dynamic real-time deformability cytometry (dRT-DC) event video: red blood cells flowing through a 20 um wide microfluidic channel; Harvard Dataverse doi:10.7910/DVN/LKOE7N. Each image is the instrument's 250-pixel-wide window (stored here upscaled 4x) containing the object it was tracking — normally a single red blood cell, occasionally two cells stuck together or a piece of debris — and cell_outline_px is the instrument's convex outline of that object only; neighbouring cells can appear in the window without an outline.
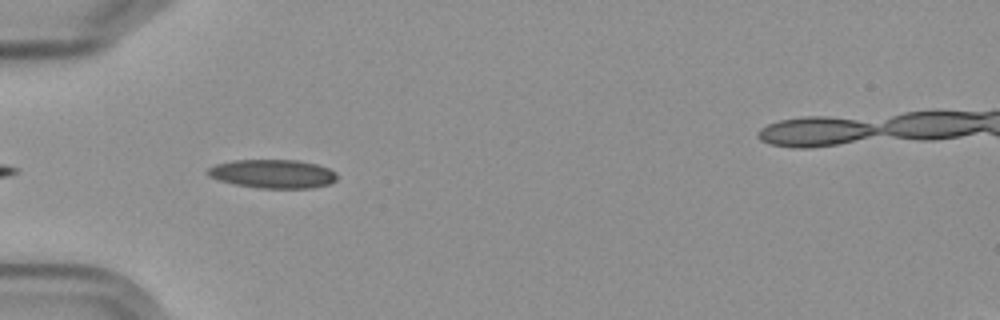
{"species": "Egyptian fruit bat (a non-hibernating species)", "species_latin": "Rousettus aegyptiacus", "temperature_condition": "cold", "stored_images_in_passage": 2, "camera_frame_rate_fps": 3000, "um_per_image_px": 0.085, "frame": {"image": 1, "passage_image": 2, "time_ms": 1.333, "image_size_px": [1000, 320], "cell_outline_px": [[336, 180], [332, 184], [312, 188], [260, 188], [236, 184], [220, 180], [208, 176], [208, 168], [216, 164], [232, 160], [296, 160], [316, 164], [328, 168], [336, 172]], "centroid_in_image_um": [23.22, 14.77], "position_along_channel_um": 61.8, "area_um2": 21.56}}